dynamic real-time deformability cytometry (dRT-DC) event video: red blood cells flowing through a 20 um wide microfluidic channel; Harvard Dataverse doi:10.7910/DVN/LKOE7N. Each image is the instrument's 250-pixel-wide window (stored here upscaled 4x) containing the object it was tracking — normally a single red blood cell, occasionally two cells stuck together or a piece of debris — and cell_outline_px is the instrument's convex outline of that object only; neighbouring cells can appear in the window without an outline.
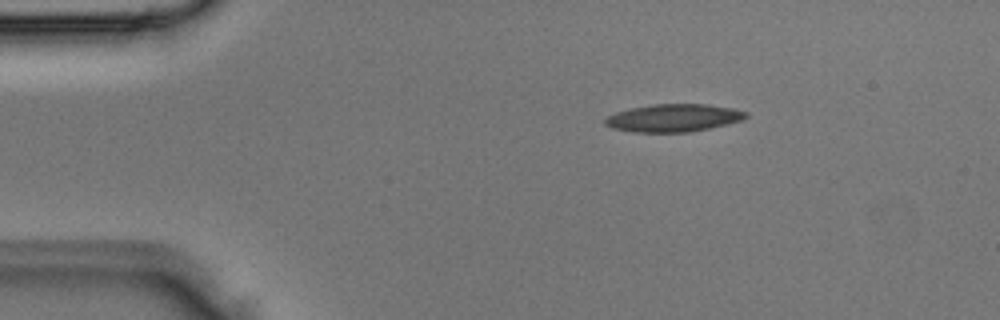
{"species": "Egyptian fruit bat (a non-hibernating species)", "species_latin": "Rousettus aegyptiacus", "temperature_condition": "room temperature", "stored_images_in_passage": 2, "camera_frame_rate_fps": 3000, "um_per_image_px": 0.085, "animal": {"sex": "male"}, "frame": {"image": 1, "passage_image": 1, "time_ms": 0.0, "image_size_px": [1000, 320], "cell_outline_px": [[748, 116], [744, 120], [708, 128], [688, 132], [632, 132], [612, 128], [604, 124], [604, 120], [608, 116], [616, 112], [632, 108], [652, 104], [708, 104], [732, 108], [748, 112]], "centroid_in_image_um": [57.26, 10.02], "position_along_channel_um": 27.7, "area_um2": 22.72}}